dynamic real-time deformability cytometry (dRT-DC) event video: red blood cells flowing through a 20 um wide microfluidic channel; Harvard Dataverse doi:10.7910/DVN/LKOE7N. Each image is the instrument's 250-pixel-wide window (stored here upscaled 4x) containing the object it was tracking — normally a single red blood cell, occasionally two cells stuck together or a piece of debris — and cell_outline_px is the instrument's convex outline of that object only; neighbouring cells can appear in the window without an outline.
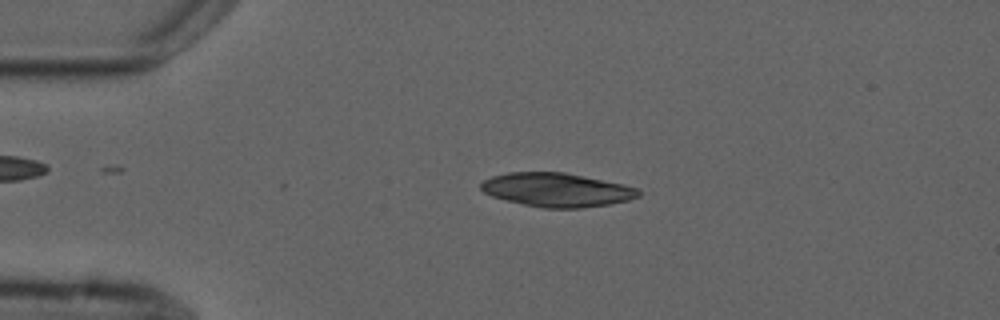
{"species": "common noctule bat (a hibernating species)", "species_latin": "Nyctalus noctula", "temperature_condition": "cold", "stored_images_in_passage": 4, "camera_frame_rate_fps": 3000, "um_per_image_px": 0.085, "animal": {"sex": "male", "forearm_length_mm": 52.5}, "frame": {"image": 1, "passage_image": 3, "time_ms": 2.333, "image_size_px": [1000, 320], "cell_outline_px": [[640, 196], [628, 200], [608, 204], [580, 208], [544, 208], [524, 204], [492, 196], [484, 192], [480, 188], [480, 184], [484, 180], [492, 176], [508, 172], [564, 172], [624, 184], [640, 188]], "centroid_in_image_um": [47.35, 16.13], "position_along_channel_um": 37.7, "area_um2": 30.92}}